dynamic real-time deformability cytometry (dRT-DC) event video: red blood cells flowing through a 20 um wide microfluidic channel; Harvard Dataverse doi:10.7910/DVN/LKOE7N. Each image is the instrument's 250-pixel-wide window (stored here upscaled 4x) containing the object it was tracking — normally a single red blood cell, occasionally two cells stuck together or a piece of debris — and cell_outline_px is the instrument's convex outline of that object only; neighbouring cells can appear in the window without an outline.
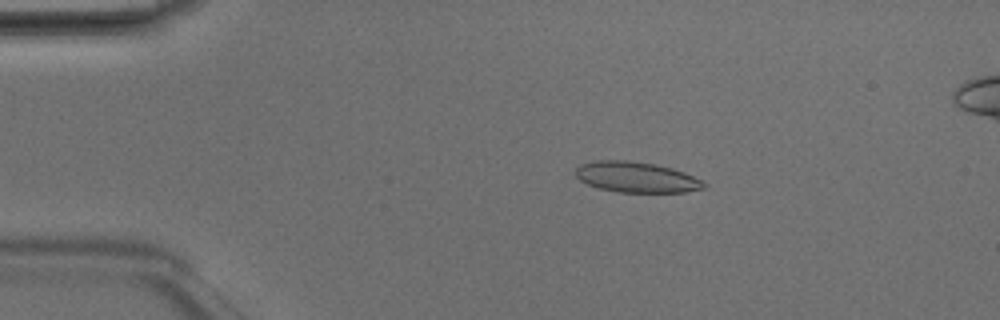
{"species": "Egyptian fruit bat (a non-hibernating species)", "species_latin": "Rousettus aegyptiacus", "temperature_condition": "room temperature", "stored_images_in_passage": 49, "segment_of_instrument_passage": [1, 2], "camera_frame_rate_fps": 3000, "um_per_image_px": 0.085, "animal": {"sex": "male"}, "frame": {"image": 1, "passage_image": 9, "time_ms": 2.667, "image_size_px": [1000, 320], "cell_outline_px": [[708, 188], [684, 192], [616, 192], [600, 188], [588, 184], [580, 180], [576, 176], [576, 168], [580, 164], [596, 160], [628, 160], [656, 164], [672, 168], [684, 172], [708, 184]], "centroid_in_image_um": [54.11, 15.06], "position_along_channel_um": 30.9, "area_um2": 22.95}}
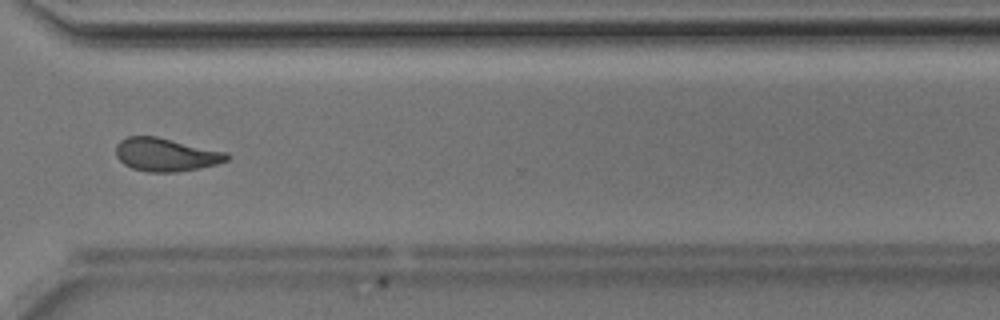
{"frame": {"image": 2, "passage_image": 36, "time_ms": 11.667, "image_size_px": [1000, 320], "cell_outline_px": [[228, 160], [216, 164], [200, 168], [176, 172], [148, 172], [132, 168], [124, 164], [116, 156], [116, 144], [120, 140], [128, 136], [156, 136], [228, 152]], "centroid_in_image_um": [14.09, 13.14], "position_along_channel_um": 356.5, "area_um2": 21.5}}
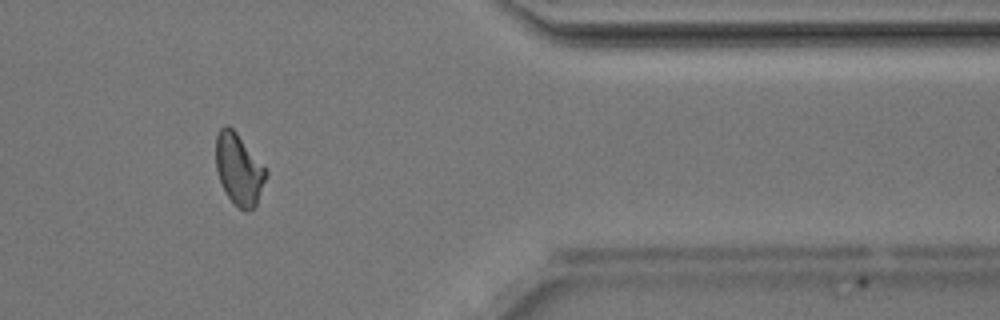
{"frame": {"image": 3, "passage_image": 40, "time_ms": 13.0, "image_size_px": [1000, 320], "cell_outline_px": [[268, 172], [256, 208], [248, 212], [240, 208], [228, 196], [220, 180], [216, 168], [216, 136], [220, 128], [224, 124], [228, 124], [236, 132], [268, 168]], "centroid_in_image_um": [20.34, 14.37], "position_along_channel_um": 391.1, "area_um2": 21.04}}